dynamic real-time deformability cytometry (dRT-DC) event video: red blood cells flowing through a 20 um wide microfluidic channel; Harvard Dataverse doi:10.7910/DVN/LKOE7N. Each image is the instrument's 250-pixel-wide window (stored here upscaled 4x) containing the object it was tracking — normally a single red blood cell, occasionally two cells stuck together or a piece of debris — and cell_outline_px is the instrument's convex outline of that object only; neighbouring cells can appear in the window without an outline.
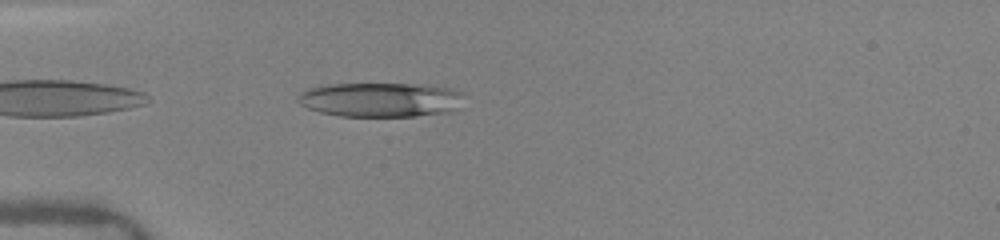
{"species": "human", "species_latin": "Homo sapiens", "temperature_condition": "warm", "stored_images_in_passage": 41, "camera_frame_rate_fps": 3000, "um_per_image_px": 0.085, "donor": {"sex": "female"}, "frame": {"image": 1, "passage_image": 10, "time_ms": 3.667, "image_size_px": [1000, 240], "cell_outline_px": [[464, 92], [452, 108], [448, 112], [416, 116], [340, 116], [320, 112], [308, 108], [300, 104], [296, 100], [296, 96], [300, 92], [308, 88], [328, 84], [416, 84], [452, 88]], "centroid_in_image_um": [32.24, 8.46], "position_along_channel_um": 52.8, "area_um2": 33.06}}
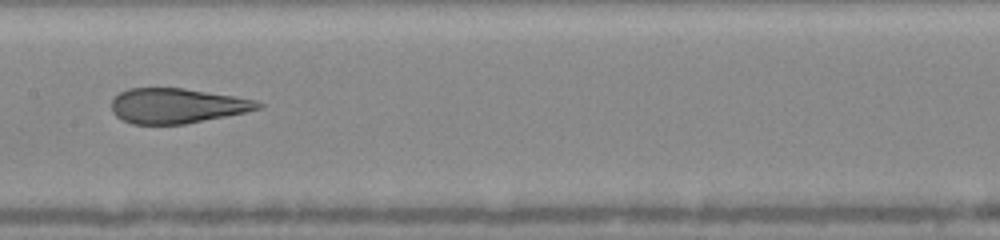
{"frame": {"image": 2, "passage_image": 20, "time_ms": 7.333, "image_size_px": [1000, 240], "cell_outline_px": [[264, 104], [260, 108], [244, 112], [184, 124], [132, 124], [116, 116], [112, 112], [112, 100], [120, 92], [128, 88], [184, 88], [256, 100]], "centroid_in_image_um": [15.01, 8.98], "position_along_channel_um": 192.4, "area_um2": 29.54}}
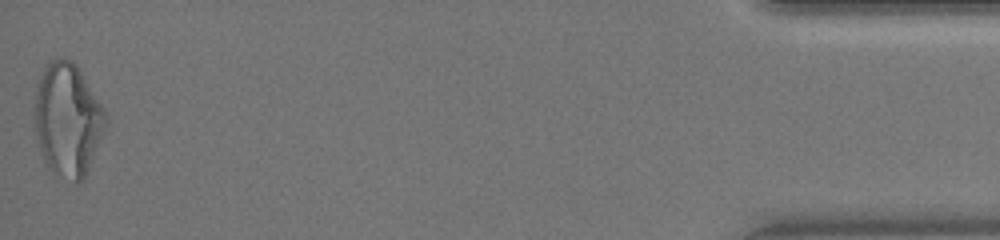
{"frame": {"image": 3, "passage_image": 41, "time_ms": 15.0, "image_size_px": [1000, 240], "cell_outline_px": [[108, 120], [84, 180], [76, 184], [52, 172], [48, 168], [44, 160], [36, 132], [36, 92], [44, 64], [48, 60], [56, 56], [60, 56], [72, 60], [76, 64], [104, 108], [108, 116]], "centroid_in_image_um": [5.77, 10.15], "position_along_channel_um": 429.4, "area_um2": 46.76}, "authors_computed_cell_mechanics": {"area_um2": 33.7552, "velocity_mm_per_s": 4.1604, "shape_relaxation_time_tau1_ms": 6.2975, "shape_relaxation_time_tau2_ms": 1.2371, "deformation_change_tau1": 0.2347, "deformation_change_tau2": 0.0996}}